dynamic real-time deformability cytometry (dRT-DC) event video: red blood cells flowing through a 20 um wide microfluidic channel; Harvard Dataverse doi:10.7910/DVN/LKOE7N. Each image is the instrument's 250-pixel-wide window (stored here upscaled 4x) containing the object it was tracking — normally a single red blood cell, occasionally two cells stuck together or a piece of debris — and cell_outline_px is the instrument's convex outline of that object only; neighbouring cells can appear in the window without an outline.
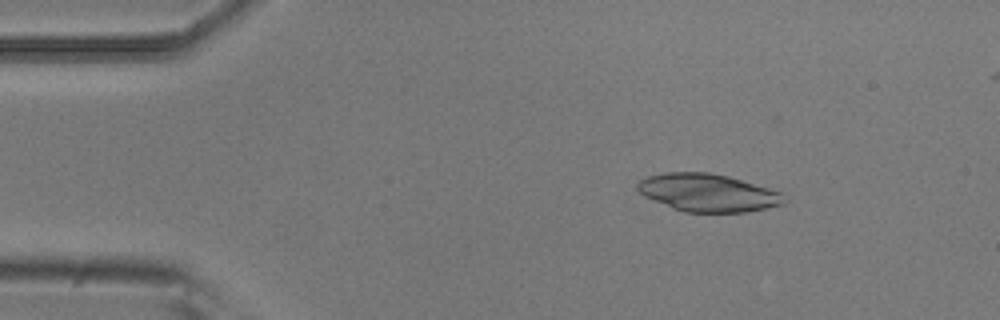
{"species": "common noctule bat (a hibernating species)", "species_latin": "Nyctalus noctula", "temperature_condition": "room temperature", "stored_images_in_passage": 5, "camera_frame_rate_fps": 3000, "um_per_image_px": 0.085, "animal": {"sex": "male", "body_mass_g": 20.5, "forearm_length_mm": 52.5}, "frame": {"image": 1, "passage_image": 2, "time_ms": 0.333, "image_size_px": [1000, 320], "cell_outline_px": [[788, 200], [784, 204], [748, 212], [684, 212], [672, 208], [644, 196], [636, 188], [636, 184], [640, 180], [648, 176], [668, 172], [708, 172], [728, 176], [768, 188], [780, 192]], "centroid_in_image_um": [60.17, 16.38], "position_along_channel_um": 24.8, "area_um2": 32.19}}